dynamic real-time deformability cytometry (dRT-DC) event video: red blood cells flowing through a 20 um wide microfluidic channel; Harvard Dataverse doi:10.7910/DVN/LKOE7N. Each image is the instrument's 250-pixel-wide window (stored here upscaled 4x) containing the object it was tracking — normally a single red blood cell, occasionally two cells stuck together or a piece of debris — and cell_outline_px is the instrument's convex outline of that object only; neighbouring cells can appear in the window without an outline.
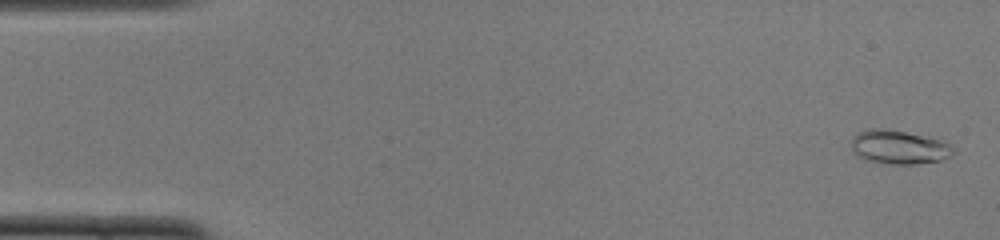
{"species": "common noctule bat (a hibernating species)", "species_latin": "Nyctalus noctula", "temperature_condition": "cold", "stored_images_in_passage": 50, "camera_frame_rate_fps": 3000, "um_per_image_px": 0.085, "animal": {"sex": "female", "body_mass_g": 22.0, "forearm_length_mm": 56.7}, "frame": {"image": 1, "passage_image": 2, "time_ms": 0.333, "image_size_px": [1000, 240], "cell_outline_px": [[956, 152], [952, 156], [940, 160], [916, 164], [892, 164], [864, 160], [856, 156], [852, 152], [852, 136], [856, 132], [868, 128], [876, 128], [904, 132], [940, 140], [948, 144]], "centroid_in_image_um": [76.35, 12.52], "position_along_channel_um": 8.7, "area_um2": 20.06}}
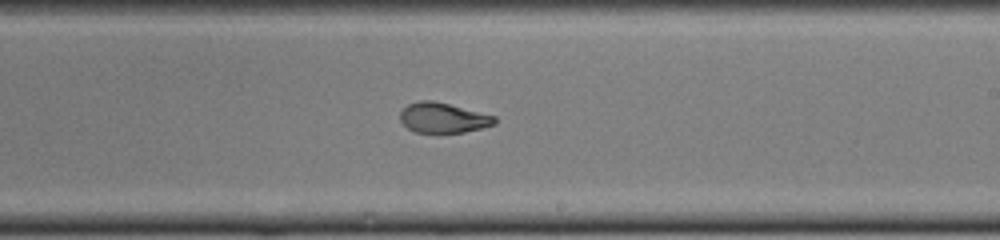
{"frame": {"image": 2, "passage_image": 30, "time_ms": 9.667, "image_size_px": [1000, 240], "cell_outline_px": [[496, 124], [464, 132], [416, 132], [408, 128], [400, 120], [400, 112], [408, 104], [420, 100], [432, 100], [496, 116]], "centroid_in_image_um": [37.66, 10.01], "position_along_channel_um": 251.3, "area_um2": 16.36}}
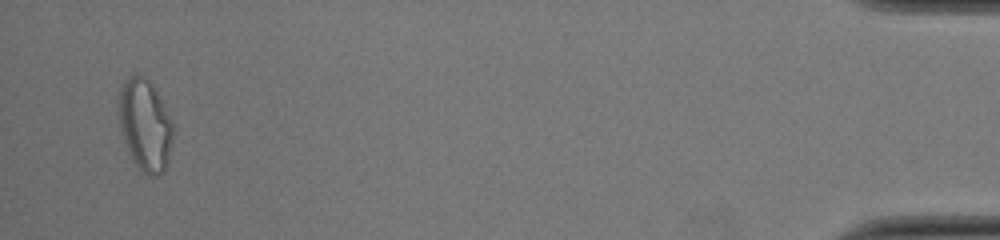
{"frame": {"image": 3, "passage_image": 49, "time_ms": 16.0, "image_size_px": [1000, 240], "cell_outline_px": [[172, 140], [168, 160], [164, 172], [156, 176], [148, 176], [132, 160], [128, 152], [120, 128], [120, 88], [124, 80], [132, 76], [144, 76], [152, 84], [172, 124]], "centroid_in_image_um": [12.32, 10.67], "position_along_channel_um": 422.9, "area_um2": 28.21}, "authors_computed_cell_mechanics": {"area_um2": 18.3226, "velocity_mm_per_s": 4.0022, "shape_relaxation_time_tau1_ms": null, "shape_relaxation_time_tau2_ms": 1.3888, "deformation_change_tau1": null, "deformation_change_tau2": 0.0781}}